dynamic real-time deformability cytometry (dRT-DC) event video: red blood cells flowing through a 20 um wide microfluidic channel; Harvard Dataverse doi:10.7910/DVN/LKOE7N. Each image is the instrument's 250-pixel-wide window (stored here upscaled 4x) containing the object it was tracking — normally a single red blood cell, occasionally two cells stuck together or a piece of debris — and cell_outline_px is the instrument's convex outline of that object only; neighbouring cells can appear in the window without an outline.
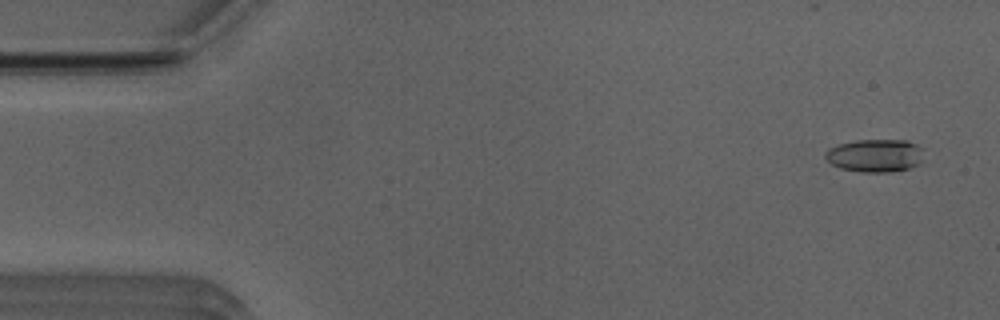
{"species": "Egyptian fruit bat (a non-hibernating species)", "species_latin": "Rousettus aegyptiacus", "temperature_condition": "room temperature", "stored_images_in_passage": 46, "camera_frame_rate_fps": 3000, "um_per_image_px": 0.085, "animal": {"sex": "male"}, "frame": {"image": 1, "passage_image": 3, "time_ms": 0.667, "image_size_px": [1000, 320], "cell_outline_px": [[924, 160], [920, 164], [908, 168], [892, 172], [860, 172], [840, 168], [832, 164], [824, 156], [824, 152], [828, 148], [840, 144], [856, 140], [908, 140], [924, 148]], "centroid_in_image_um": [74.43, 13.22], "position_along_channel_um": 10.6, "area_um2": 19.25}}
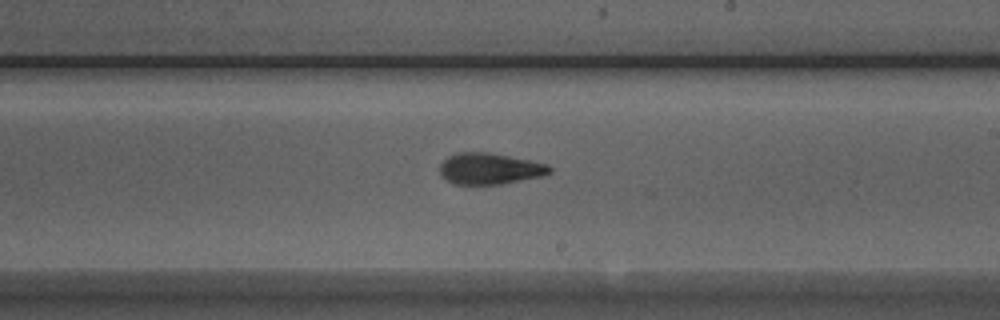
{"frame": {"image": 2, "passage_image": 30, "time_ms": 9.667, "image_size_px": [1000, 320], "cell_outline_px": [[552, 172], [544, 176], [500, 184], [452, 184], [444, 180], [440, 176], [440, 164], [448, 156], [456, 152], [488, 152], [548, 164], [552, 168]], "centroid_in_image_um": [41.6, 14.34], "position_along_channel_um": 247.4, "area_um2": 20.17}}
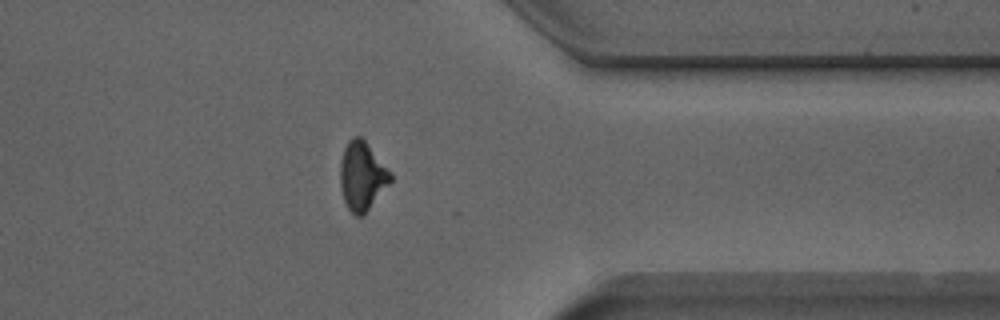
{"frame": {"image": 3, "passage_image": 41, "time_ms": 13.333, "image_size_px": [1000, 320], "cell_outline_px": [[392, 180], [368, 208], [360, 216], [356, 216], [348, 208], [344, 200], [340, 188], [340, 164], [344, 148], [348, 140], [352, 136], [360, 136], [364, 140], [392, 172]], "centroid_in_image_um": [30.76, 14.92], "position_along_channel_um": 380.6, "area_um2": 19.83}, "authors_computed_cell_mechanics": {"area_um2": 19.9121, "velocity_mm_per_s": 3.9606, "shape_relaxation_time_tau1_ms": 7.9699, "shape_relaxation_time_tau2_ms": 2.3614, "deformation_change_tau1": 0.2226, "deformation_change_tau2": 0.1035}}